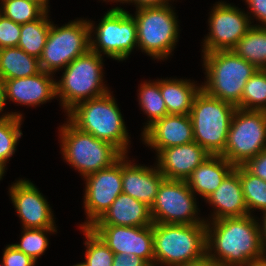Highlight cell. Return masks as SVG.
I'll list each match as a JSON object with an SVG mask.
<instances>
[{
    "mask_svg": "<svg viewBox=\"0 0 266 266\" xmlns=\"http://www.w3.org/2000/svg\"><path fill=\"white\" fill-rule=\"evenodd\" d=\"M35 4H38L45 12H49V0H28Z\"/></svg>",
    "mask_w": 266,
    "mask_h": 266,
    "instance_id": "obj_44",
    "label": "cell"
},
{
    "mask_svg": "<svg viewBox=\"0 0 266 266\" xmlns=\"http://www.w3.org/2000/svg\"><path fill=\"white\" fill-rule=\"evenodd\" d=\"M250 173L266 181V150L243 165Z\"/></svg>",
    "mask_w": 266,
    "mask_h": 266,
    "instance_id": "obj_38",
    "label": "cell"
},
{
    "mask_svg": "<svg viewBox=\"0 0 266 266\" xmlns=\"http://www.w3.org/2000/svg\"><path fill=\"white\" fill-rule=\"evenodd\" d=\"M21 113L7 112L0 115V162L6 166L8 160L15 154L16 146L22 136Z\"/></svg>",
    "mask_w": 266,
    "mask_h": 266,
    "instance_id": "obj_28",
    "label": "cell"
},
{
    "mask_svg": "<svg viewBox=\"0 0 266 266\" xmlns=\"http://www.w3.org/2000/svg\"><path fill=\"white\" fill-rule=\"evenodd\" d=\"M41 71L39 59L19 47L0 49V79L30 77Z\"/></svg>",
    "mask_w": 266,
    "mask_h": 266,
    "instance_id": "obj_25",
    "label": "cell"
},
{
    "mask_svg": "<svg viewBox=\"0 0 266 266\" xmlns=\"http://www.w3.org/2000/svg\"><path fill=\"white\" fill-rule=\"evenodd\" d=\"M93 225L146 227L153 221L149 206L121 193Z\"/></svg>",
    "mask_w": 266,
    "mask_h": 266,
    "instance_id": "obj_22",
    "label": "cell"
},
{
    "mask_svg": "<svg viewBox=\"0 0 266 266\" xmlns=\"http://www.w3.org/2000/svg\"><path fill=\"white\" fill-rule=\"evenodd\" d=\"M169 1L171 2V0H127L125 3H134L136 9H138L142 7L169 5Z\"/></svg>",
    "mask_w": 266,
    "mask_h": 266,
    "instance_id": "obj_40",
    "label": "cell"
},
{
    "mask_svg": "<svg viewBox=\"0 0 266 266\" xmlns=\"http://www.w3.org/2000/svg\"><path fill=\"white\" fill-rule=\"evenodd\" d=\"M85 239V266H112L114 253L104 241L90 228L82 227Z\"/></svg>",
    "mask_w": 266,
    "mask_h": 266,
    "instance_id": "obj_32",
    "label": "cell"
},
{
    "mask_svg": "<svg viewBox=\"0 0 266 266\" xmlns=\"http://www.w3.org/2000/svg\"><path fill=\"white\" fill-rule=\"evenodd\" d=\"M0 5H1V3H0ZM1 14H2V9H1V7H0V16H1Z\"/></svg>",
    "mask_w": 266,
    "mask_h": 266,
    "instance_id": "obj_49",
    "label": "cell"
},
{
    "mask_svg": "<svg viewBox=\"0 0 266 266\" xmlns=\"http://www.w3.org/2000/svg\"><path fill=\"white\" fill-rule=\"evenodd\" d=\"M195 194L186 181L164 179L150 208L153 223L196 224L210 219L200 218Z\"/></svg>",
    "mask_w": 266,
    "mask_h": 266,
    "instance_id": "obj_12",
    "label": "cell"
},
{
    "mask_svg": "<svg viewBox=\"0 0 266 266\" xmlns=\"http://www.w3.org/2000/svg\"><path fill=\"white\" fill-rule=\"evenodd\" d=\"M232 4L216 2L209 16V34L203 40L202 53L231 50L253 23L249 15Z\"/></svg>",
    "mask_w": 266,
    "mask_h": 266,
    "instance_id": "obj_13",
    "label": "cell"
},
{
    "mask_svg": "<svg viewBox=\"0 0 266 266\" xmlns=\"http://www.w3.org/2000/svg\"><path fill=\"white\" fill-rule=\"evenodd\" d=\"M84 181L86 221L80 228L92 226L122 193V157L110 167L86 176Z\"/></svg>",
    "mask_w": 266,
    "mask_h": 266,
    "instance_id": "obj_14",
    "label": "cell"
},
{
    "mask_svg": "<svg viewBox=\"0 0 266 266\" xmlns=\"http://www.w3.org/2000/svg\"><path fill=\"white\" fill-rule=\"evenodd\" d=\"M258 221L254 215L207 221V256L221 266H250L264 257Z\"/></svg>",
    "mask_w": 266,
    "mask_h": 266,
    "instance_id": "obj_1",
    "label": "cell"
},
{
    "mask_svg": "<svg viewBox=\"0 0 266 266\" xmlns=\"http://www.w3.org/2000/svg\"><path fill=\"white\" fill-rule=\"evenodd\" d=\"M171 4L142 7L136 9L133 16L137 26L138 49L152 59H168L173 55L179 41V21Z\"/></svg>",
    "mask_w": 266,
    "mask_h": 266,
    "instance_id": "obj_8",
    "label": "cell"
},
{
    "mask_svg": "<svg viewBox=\"0 0 266 266\" xmlns=\"http://www.w3.org/2000/svg\"><path fill=\"white\" fill-rule=\"evenodd\" d=\"M209 156L211 155L203 147L193 141L162 149L157 154L155 164L165 179L186 181L194 169Z\"/></svg>",
    "mask_w": 266,
    "mask_h": 266,
    "instance_id": "obj_18",
    "label": "cell"
},
{
    "mask_svg": "<svg viewBox=\"0 0 266 266\" xmlns=\"http://www.w3.org/2000/svg\"><path fill=\"white\" fill-rule=\"evenodd\" d=\"M240 176L242 192L249 215L254 209L266 211V181L250 173L243 165L234 169Z\"/></svg>",
    "mask_w": 266,
    "mask_h": 266,
    "instance_id": "obj_30",
    "label": "cell"
},
{
    "mask_svg": "<svg viewBox=\"0 0 266 266\" xmlns=\"http://www.w3.org/2000/svg\"><path fill=\"white\" fill-rule=\"evenodd\" d=\"M236 108L266 111V69H258L249 78Z\"/></svg>",
    "mask_w": 266,
    "mask_h": 266,
    "instance_id": "obj_31",
    "label": "cell"
},
{
    "mask_svg": "<svg viewBox=\"0 0 266 266\" xmlns=\"http://www.w3.org/2000/svg\"><path fill=\"white\" fill-rule=\"evenodd\" d=\"M154 266L191 263L207 255L206 223H153Z\"/></svg>",
    "mask_w": 266,
    "mask_h": 266,
    "instance_id": "obj_3",
    "label": "cell"
},
{
    "mask_svg": "<svg viewBox=\"0 0 266 266\" xmlns=\"http://www.w3.org/2000/svg\"><path fill=\"white\" fill-rule=\"evenodd\" d=\"M190 79L165 78L159 80L160 91L168 114L189 115L195 95L201 85Z\"/></svg>",
    "mask_w": 266,
    "mask_h": 266,
    "instance_id": "obj_24",
    "label": "cell"
},
{
    "mask_svg": "<svg viewBox=\"0 0 266 266\" xmlns=\"http://www.w3.org/2000/svg\"><path fill=\"white\" fill-rule=\"evenodd\" d=\"M73 266H85V264L83 262L82 263L80 262V263L73 265Z\"/></svg>",
    "mask_w": 266,
    "mask_h": 266,
    "instance_id": "obj_48",
    "label": "cell"
},
{
    "mask_svg": "<svg viewBox=\"0 0 266 266\" xmlns=\"http://www.w3.org/2000/svg\"><path fill=\"white\" fill-rule=\"evenodd\" d=\"M103 1H106V2L111 1V2H113V3H114V2H116V3H117V2H120V3L123 4V3H125L127 0H108V1H107V0H103Z\"/></svg>",
    "mask_w": 266,
    "mask_h": 266,
    "instance_id": "obj_47",
    "label": "cell"
},
{
    "mask_svg": "<svg viewBox=\"0 0 266 266\" xmlns=\"http://www.w3.org/2000/svg\"><path fill=\"white\" fill-rule=\"evenodd\" d=\"M90 228L114 254H134L154 266L153 225L146 227L92 225Z\"/></svg>",
    "mask_w": 266,
    "mask_h": 266,
    "instance_id": "obj_15",
    "label": "cell"
},
{
    "mask_svg": "<svg viewBox=\"0 0 266 266\" xmlns=\"http://www.w3.org/2000/svg\"><path fill=\"white\" fill-rule=\"evenodd\" d=\"M234 169L222 155H211L194 169L186 183L194 194L206 199Z\"/></svg>",
    "mask_w": 266,
    "mask_h": 266,
    "instance_id": "obj_23",
    "label": "cell"
},
{
    "mask_svg": "<svg viewBox=\"0 0 266 266\" xmlns=\"http://www.w3.org/2000/svg\"><path fill=\"white\" fill-rule=\"evenodd\" d=\"M2 258V262L6 266H35L37 263L30 256L21 252L12 244L6 246Z\"/></svg>",
    "mask_w": 266,
    "mask_h": 266,
    "instance_id": "obj_36",
    "label": "cell"
},
{
    "mask_svg": "<svg viewBox=\"0 0 266 266\" xmlns=\"http://www.w3.org/2000/svg\"><path fill=\"white\" fill-rule=\"evenodd\" d=\"M231 51L257 69H266V27L252 24Z\"/></svg>",
    "mask_w": 266,
    "mask_h": 266,
    "instance_id": "obj_26",
    "label": "cell"
},
{
    "mask_svg": "<svg viewBox=\"0 0 266 266\" xmlns=\"http://www.w3.org/2000/svg\"><path fill=\"white\" fill-rule=\"evenodd\" d=\"M111 93L109 91L102 96L76 104L66 113L67 119L79 130L109 142L123 154H127L130 136Z\"/></svg>",
    "mask_w": 266,
    "mask_h": 266,
    "instance_id": "obj_2",
    "label": "cell"
},
{
    "mask_svg": "<svg viewBox=\"0 0 266 266\" xmlns=\"http://www.w3.org/2000/svg\"><path fill=\"white\" fill-rule=\"evenodd\" d=\"M105 13L96 26L88 20L90 49L113 60H126L134 48L138 47L136 21L132 14L118 6Z\"/></svg>",
    "mask_w": 266,
    "mask_h": 266,
    "instance_id": "obj_9",
    "label": "cell"
},
{
    "mask_svg": "<svg viewBox=\"0 0 266 266\" xmlns=\"http://www.w3.org/2000/svg\"><path fill=\"white\" fill-rule=\"evenodd\" d=\"M262 220L259 222L261 233V244L264 255L266 256V211L262 212Z\"/></svg>",
    "mask_w": 266,
    "mask_h": 266,
    "instance_id": "obj_42",
    "label": "cell"
},
{
    "mask_svg": "<svg viewBox=\"0 0 266 266\" xmlns=\"http://www.w3.org/2000/svg\"><path fill=\"white\" fill-rule=\"evenodd\" d=\"M248 5L250 12H247L249 15L250 22L253 19L258 20L259 24L254 26H263L266 27V0H244ZM252 15V16H251ZM254 17V18H252ZM262 24V25H261Z\"/></svg>",
    "mask_w": 266,
    "mask_h": 266,
    "instance_id": "obj_37",
    "label": "cell"
},
{
    "mask_svg": "<svg viewBox=\"0 0 266 266\" xmlns=\"http://www.w3.org/2000/svg\"><path fill=\"white\" fill-rule=\"evenodd\" d=\"M48 12L41 18L20 25V40L17 45L27 54L40 58L50 31Z\"/></svg>",
    "mask_w": 266,
    "mask_h": 266,
    "instance_id": "obj_27",
    "label": "cell"
},
{
    "mask_svg": "<svg viewBox=\"0 0 266 266\" xmlns=\"http://www.w3.org/2000/svg\"><path fill=\"white\" fill-rule=\"evenodd\" d=\"M103 65V57L90 49L64 68L61 80L55 81L56 98L64 112L110 91L103 82Z\"/></svg>",
    "mask_w": 266,
    "mask_h": 266,
    "instance_id": "obj_6",
    "label": "cell"
},
{
    "mask_svg": "<svg viewBox=\"0 0 266 266\" xmlns=\"http://www.w3.org/2000/svg\"><path fill=\"white\" fill-rule=\"evenodd\" d=\"M20 40V24L15 23L3 14L0 16V49L17 47Z\"/></svg>",
    "mask_w": 266,
    "mask_h": 266,
    "instance_id": "obj_35",
    "label": "cell"
},
{
    "mask_svg": "<svg viewBox=\"0 0 266 266\" xmlns=\"http://www.w3.org/2000/svg\"><path fill=\"white\" fill-rule=\"evenodd\" d=\"M128 154L122 156V193L145 203L151 208L159 186L165 179L157 165L144 166L128 160Z\"/></svg>",
    "mask_w": 266,
    "mask_h": 266,
    "instance_id": "obj_20",
    "label": "cell"
},
{
    "mask_svg": "<svg viewBox=\"0 0 266 266\" xmlns=\"http://www.w3.org/2000/svg\"><path fill=\"white\" fill-rule=\"evenodd\" d=\"M53 77V74L41 70L30 77L4 80L5 101L32 107L47 103L56 97Z\"/></svg>",
    "mask_w": 266,
    "mask_h": 266,
    "instance_id": "obj_19",
    "label": "cell"
},
{
    "mask_svg": "<svg viewBox=\"0 0 266 266\" xmlns=\"http://www.w3.org/2000/svg\"><path fill=\"white\" fill-rule=\"evenodd\" d=\"M236 106L208 95L203 89L195 95L190 118L194 141L210 155H222Z\"/></svg>",
    "mask_w": 266,
    "mask_h": 266,
    "instance_id": "obj_7",
    "label": "cell"
},
{
    "mask_svg": "<svg viewBox=\"0 0 266 266\" xmlns=\"http://www.w3.org/2000/svg\"><path fill=\"white\" fill-rule=\"evenodd\" d=\"M250 266H266V256L256 260Z\"/></svg>",
    "mask_w": 266,
    "mask_h": 266,
    "instance_id": "obj_45",
    "label": "cell"
},
{
    "mask_svg": "<svg viewBox=\"0 0 266 266\" xmlns=\"http://www.w3.org/2000/svg\"><path fill=\"white\" fill-rule=\"evenodd\" d=\"M266 150V111L236 108L222 156L233 166L244 165Z\"/></svg>",
    "mask_w": 266,
    "mask_h": 266,
    "instance_id": "obj_11",
    "label": "cell"
},
{
    "mask_svg": "<svg viewBox=\"0 0 266 266\" xmlns=\"http://www.w3.org/2000/svg\"><path fill=\"white\" fill-rule=\"evenodd\" d=\"M176 266H221V265L206 255L204 258H202L198 261L180 264V265H176Z\"/></svg>",
    "mask_w": 266,
    "mask_h": 266,
    "instance_id": "obj_41",
    "label": "cell"
},
{
    "mask_svg": "<svg viewBox=\"0 0 266 266\" xmlns=\"http://www.w3.org/2000/svg\"><path fill=\"white\" fill-rule=\"evenodd\" d=\"M140 84L138 102L144 114L149 118L143 128V133L155 121L168 115V111L160 91L159 79L154 82L145 81Z\"/></svg>",
    "mask_w": 266,
    "mask_h": 266,
    "instance_id": "obj_29",
    "label": "cell"
},
{
    "mask_svg": "<svg viewBox=\"0 0 266 266\" xmlns=\"http://www.w3.org/2000/svg\"><path fill=\"white\" fill-rule=\"evenodd\" d=\"M20 243L12 244L18 250L30 256L37 262V259L44 254L49 245L46 235L57 233L56 228H22ZM48 233V234H47Z\"/></svg>",
    "mask_w": 266,
    "mask_h": 266,
    "instance_id": "obj_33",
    "label": "cell"
},
{
    "mask_svg": "<svg viewBox=\"0 0 266 266\" xmlns=\"http://www.w3.org/2000/svg\"><path fill=\"white\" fill-rule=\"evenodd\" d=\"M214 209L210 221L226 217H242L249 215L239 174L233 170L221 185L205 199Z\"/></svg>",
    "mask_w": 266,
    "mask_h": 266,
    "instance_id": "obj_21",
    "label": "cell"
},
{
    "mask_svg": "<svg viewBox=\"0 0 266 266\" xmlns=\"http://www.w3.org/2000/svg\"><path fill=\"white\" fill-rule=\"evenodd\" d=\"M142 141L156 155L172 146L188 144L194 141L192 121L189 115L168 114L155 121L142 134Z\"/></svg>",
    "mask_w": 266,
    "mask_h": 266,
    "instance_id": "obj_17",
    "label": "cell"
},
{
    "mask_svg": "<svg viewBox=\"0 0 266 266\" xmlns=\"http://www.w3.org/2000/svg\"><path fill=\"white\" fill-rule=\"evenodd\" d=\"M38 189L31 181L20 178L9 187L22 228H56L50 204Z\"/></svg>",
    "mask_w": 266,
    "mask_h": 266,
    "instance_id": "obj_16",
    "label": "cell"
},
{
    "mask_svg": "<svg viewBox=\"0 0 266 266\" xmlns=\"http://www.w3.org/2000/svg\"><path fill=\"white\" fill-rule=\"evenodd\" d=\"M59 127L63 159L83 178L110 167L124 155L113 144L79 130L68 119Z\"/></svg>",
    "mask_w": 266,
    "mask_h": 266,
    "instance_id": "obj_5",
    "label": "cell"
},
{
    "mask_svg": "<svg viewBox=\"0 0 266 266\" xmlns=\"http://www.w3.org/2000/svg\"><path fill=\"white\" fill-rule=\"evenodd\" d=\"M5 104V84L4 81L0 79V114L4 110Z\"/></svg>",
    "mask_w": 266,
    "mask_h": 266,
    "instance_id": "obj_43",
    "label": "cell"
},
{
    "mask_svg": "<svg viewBox=\"0 0 266 266\" xmlns=\"http://www.w3.org/2000/svg\"><path fill=\"white\" fill-rule=\"evenodd\" d=\"M6 166L0 162V180L4 176V173L6 172Z\"/></svg>",
    "mask_w": 266,
    "mask_h": 266,
    "instance_id": "obj_46",
    "label": "cell"
},
{
    "mask_svg": "<svg viewBox=\"0 0 266 266\" xmlns=\"http://www.w3.org/2000/svg\"><path fill=\"white\" fill-rule=\"evenodd\" d=\"M81 19V20H80ZM61 27L51 22L39 65L42 71L54 74L69 65L75 58L90 50V25L82 18Z\"/></svg>",
    "mask_w": 266,
    "mask_h": 266,
    "instance_id": "obj_10",
    "label": "cell"
},
{
    "mask_svg": "<svg viewBox=\"0 0 266 266\" xmlns=\"http://www.w3.org/2000/svg\"><path fill=\"white\" fill-rule=\"evenodd\" d=\"M202 59L206 81L201 89L212 97L237 106L245 84L258 69L231 50L203 53Z\"/></svg>",
    "mask_w": 266,
    "mask_h": 266,
    "instance_id": "obj_4",
    "label": "cell"
},
{
    "mask_svg": "<svg viewBox=\"0 0 266 266\" xmlns=\"http://www.w3.org/2000/svg\"><path fill=\"white\" fill-rule=\"evenodd\" d=\"M112 266H150L144 259L134 255L125 253L114 254Z\"/></svg>",
    "mask_w": 266,
    "mask_h": 266,
    "instance_id": "obj_39",
    "label": "cell"
},
{
    "mask_svg": "<svg viewBox=\"0 0 266 266\" xmlns=\"http://www.w3.org/2000/svg\"><path fill=\"white\" fill-rule=\"evenodd\" d=\"M2 14L17 24H25L41 18L46 12L28 0H1Z\"/></svg>",
    "mask_w": 266,
    "mask_h": 266,
    "instance_id": "obj_34",
    "label": "cell"
}]
</instances>
